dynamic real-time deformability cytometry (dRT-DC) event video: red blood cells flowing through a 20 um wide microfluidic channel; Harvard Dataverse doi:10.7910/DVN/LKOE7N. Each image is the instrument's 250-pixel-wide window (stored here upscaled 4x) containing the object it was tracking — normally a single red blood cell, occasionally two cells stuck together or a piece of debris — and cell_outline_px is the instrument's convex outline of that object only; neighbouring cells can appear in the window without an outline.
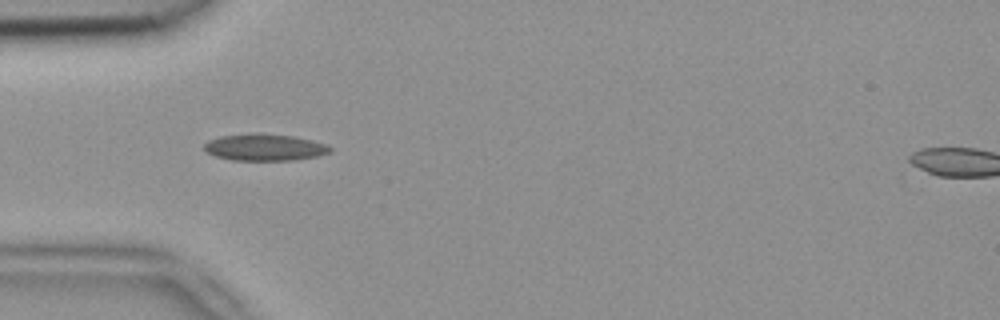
{"species": "common noctule bat (a hibernating species)", "species_latin": "Nyctalus noctula", "temperature_condition": "room temperature", "stored_images_in_passage": 3, "camera_frame_rate_fps": 3000, "um_per_image_px": 0.085, "animal": {"sex": "female", "body_mass_g": 18.4}, "frame": {"image": 1, "passage_image": 1, "time_ms": 0.0, "image_size_px": [1000, 320], "cell_outline_px": [[332, 152], [316, 156], [292, 160], [232, 160], [216, 156], [208, 152], [204, 148], [204, 144], [208, 140], [220, 136], [256, 132], [292, 136], [312, 140], [324, 144], [332, 148]], "centroid_in_image_um": [22.48, 12.51], "position_along_channel_um": 62.5, "area_um2": 19.59}}